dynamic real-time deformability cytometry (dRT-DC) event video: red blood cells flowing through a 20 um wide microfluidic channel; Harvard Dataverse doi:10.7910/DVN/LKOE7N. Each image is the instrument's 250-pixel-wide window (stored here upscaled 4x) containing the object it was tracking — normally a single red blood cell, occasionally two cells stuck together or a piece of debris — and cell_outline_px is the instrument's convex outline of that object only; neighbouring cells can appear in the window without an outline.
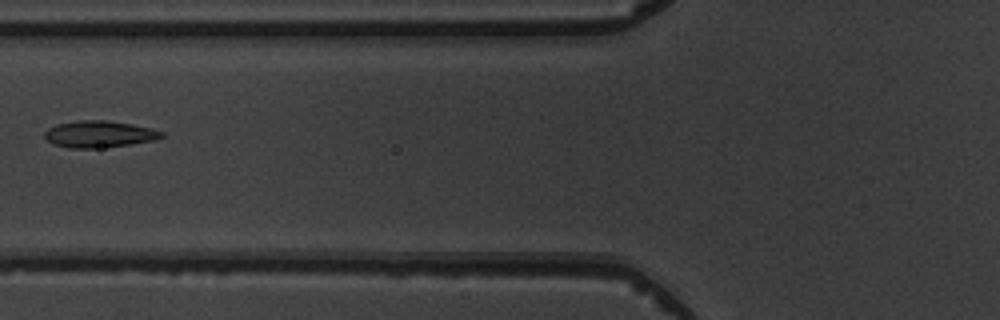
{"species": "common noctule bat (a hibernating species)", "species_latin": "Nyctalus noctula", "temperature_condition": "warm", "stored_images_in_passage": 6, "camera_frame_rate_fps": 3000, "um_per_image_px": 0.085, "animal": {"sex": "male", "body_mass_g": 19.5, "forearm_length_mm": 54.6}, "frame": {"image": 1, "passage_image": 6, "time_ms": 5.667, "image_size_px": [1000, 320], "cell_outline_px": [[164, 136], [156, 140], [100, 148], [68, 148], [52, 144], [44, 136], [44, 132], [48, 128], [56, 124], [80, 120], [108, 120], [132, 124], [152, 128], [164, 132]], "centroid_in_image_um": [8.43, 11.4], "position_along_channel_um": 117.4, "area_um2": 18.32}}